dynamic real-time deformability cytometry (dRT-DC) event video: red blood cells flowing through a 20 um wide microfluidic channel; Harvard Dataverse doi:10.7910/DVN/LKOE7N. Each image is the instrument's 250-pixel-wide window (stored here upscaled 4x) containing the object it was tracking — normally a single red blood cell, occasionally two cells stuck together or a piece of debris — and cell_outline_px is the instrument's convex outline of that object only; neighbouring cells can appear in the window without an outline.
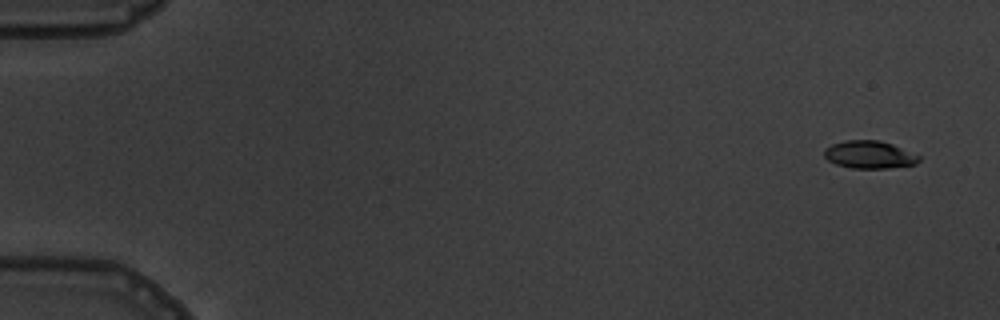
{"species": "common noctule bat (a hibernating species)", "species_latin": "Nyctalus noctula", "temperature_condition": "warm", "stored_images_in_passage": 5, "camera_frame_rate_fps": 3000, "um_per_image_px": 0.085, "animal": {"sex": "male", "body_mass_g": 19.5, "forearm_length_mm": 54.6}, "frame": {"image": 1, "passage_image": 1, "time_ms": 0.0, "image_size_px": [1000, 320], "cell_outline_px": [[920, 160], [916, 164], [888, 168], [852, 168], [836, 164], [828, 160], [824, 156], [824, 148], [832, 144], [844, 140], [880, 140], [892, 144], [920, 156]], "centroid_in_image_um": [73.88, 13.14], "position_along_channel_um": 11.1, "area_um2": 15.26}}